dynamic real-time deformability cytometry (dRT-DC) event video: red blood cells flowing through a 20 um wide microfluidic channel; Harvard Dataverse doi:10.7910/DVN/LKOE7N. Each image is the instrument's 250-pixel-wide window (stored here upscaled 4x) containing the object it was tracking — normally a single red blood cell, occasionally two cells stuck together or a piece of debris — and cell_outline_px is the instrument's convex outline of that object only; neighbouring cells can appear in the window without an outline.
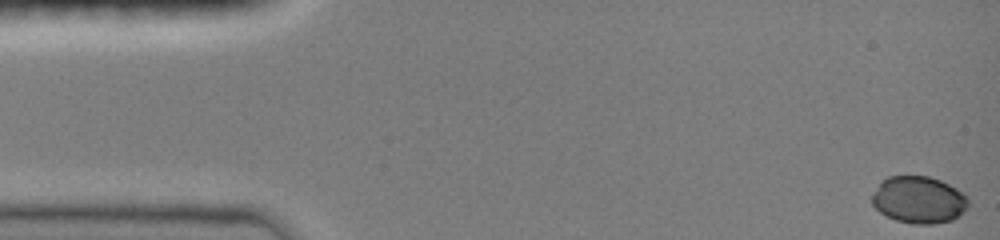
{"species": "common noctule bat (a hibernating species)", "species_latin": "Nyctalus noctula", "temperature_condition": "room temperature", "stored_images_in_passage": 33, "camera_frame_rate_fps": 3000, "um_per_image_px": 0.085, "animal": {"sex": "female", "body_mass_g": 19.0, "forearm_length_mm": 51.5}, "frame": {"image": 1, "passage_image": 1, "time_ms": 0.0, "image_size_px": [1000, 240], "cell_outline_px": [[968, 208], [960, 216], [952, 220], [932, 224], [912, 224], [896, 220], [880, 212], [872, 204], [872, 192], [880, 180], [888, 176], [928, 176], [940, 180], [956, 188], [968, 196]], "centroid_in_image_um": [78.09, 16.98], "position_along_channel_um": 6.9, "area_um2": 26.7}}
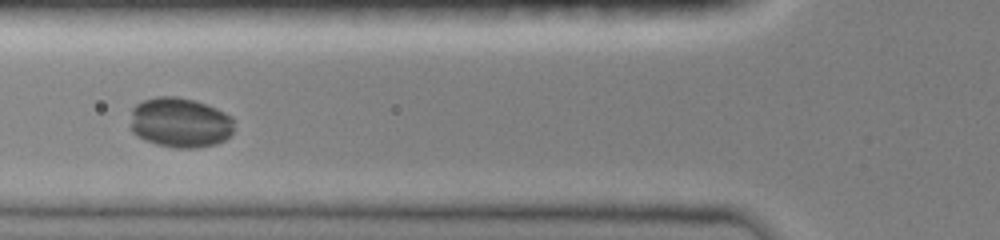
{"frame": {"image": 2, "passage_image": 24, "time_ms": 5.667, "image_size_px": [1000, 240], "cell_outline_px": [[232, 132], [224, 140], [216, 144], [192, 148], [176, 148], [156, 144], [144, 140], [136, 136], [128, 128], [132, 108], [136, 104], [144, 100], [156, 96], [176, 96], [208, 104], [232, 116]], "centroid_in_image_um": [15.24, 10.41], "position_along_channel_um": 110.6, "area_um2": 30.58}}
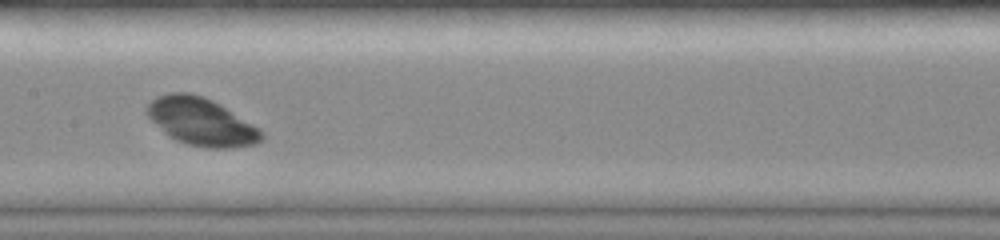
{"frame": {"image": 3, "passage_image": 32, "time_ms": 7.667, "image_size_px": [1000, 240], "cell_outline_px": [[264, 136], [256, 144], [232, 148], [208, 148], [188, 144], [176, 140], [168, 136], [144, 112], [144, 108], [156, 96], [168, 92], [192, 92], [204, 96], [220, 104], [260, 128], [264, 132]], "centroid_in_image_um": [17.1, 10.33], "position_along_channel_um": 190.3, "area_um2": 32.02}}